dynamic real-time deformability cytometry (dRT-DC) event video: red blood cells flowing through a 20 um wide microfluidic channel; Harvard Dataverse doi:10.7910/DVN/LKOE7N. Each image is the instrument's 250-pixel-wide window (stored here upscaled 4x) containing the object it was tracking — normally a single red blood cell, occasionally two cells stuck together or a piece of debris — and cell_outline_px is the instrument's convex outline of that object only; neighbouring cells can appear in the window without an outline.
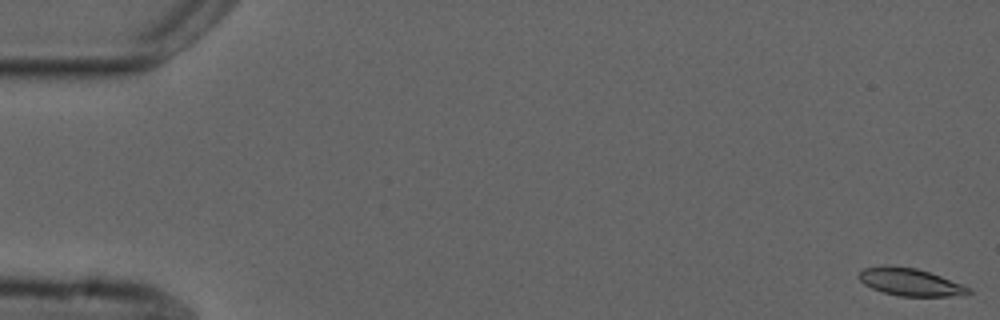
{"species": "common noctule bat (a hibernating species)", "species_latin": "Nyctalus noctula", "temperature_condition": "cold", "stored_images_in_passage": 7, "camera_frame_rate_fps": 3000, "um_per_image_px": 0.085, "animal": {"sex": "male", "forearm_length_mm": 52.5}, "frame": {"image": 1, "passage_image": 1, "time_ms": 0.0, "image_size_px": [1000, 320], "cell_outline_px": [[972, 292], [964, 296], [900, 296], [884, 292], [872, 288], [864, 284], [856, 276], [864, 268], [916, 268], [964, 284], [972, 288]], "centroid_in_image_um": [77.48, 24.03], "position_along_channel_um": 7.5, "area_um2": 17.05}}
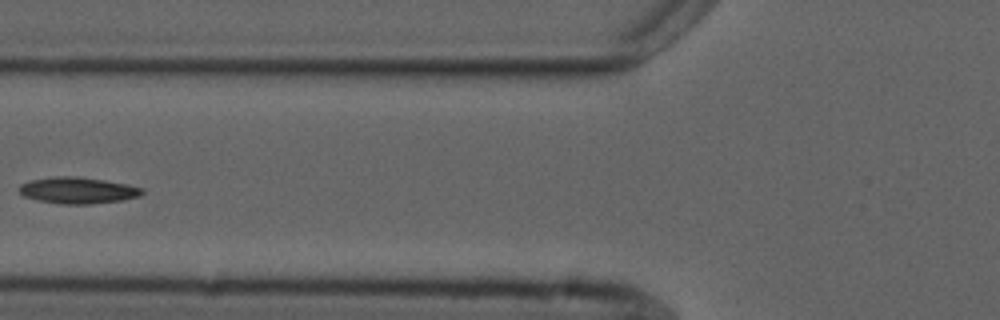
{"frame": {"image": 2, "passage_image": 6, "time_ms": 7.0, "image_size_px": [1000, 320], "cell_outline_px": [[144, 192], [140, 196], [120, 200], [92, 204], [60, 204], [36, 200], [24, 196], [20, 192], [20, 184], [32, 180], [52, 176], [76, 176], [104, 180], [128, 184], [144, 188]], "centroid_in_image_um": [6.63, 16.18], "position_along_channel_um": 119.2, "area_um2": 18.96}}
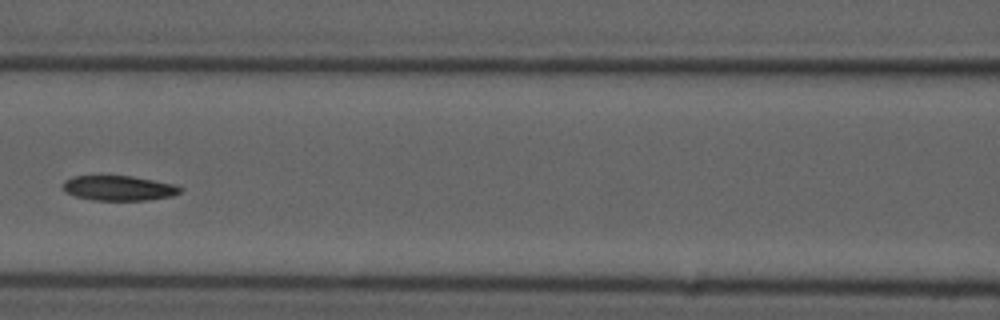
{"frame": {"image": 3, "passage_image": 7, "time_ms": 8.0, "image_size_px": [1000, 320], "cell_outline_px": [[184, 188], [180, 192], [172, 196], [148, 200], [92, 200], [76, 196], [64, 192], [64, 180], [72, 176], [132, 176], [172, 184]], "centroid_in_image_um": [10.08, 15.99], "position_along_channel_um": 156.5, "area_um2": 16.94}}